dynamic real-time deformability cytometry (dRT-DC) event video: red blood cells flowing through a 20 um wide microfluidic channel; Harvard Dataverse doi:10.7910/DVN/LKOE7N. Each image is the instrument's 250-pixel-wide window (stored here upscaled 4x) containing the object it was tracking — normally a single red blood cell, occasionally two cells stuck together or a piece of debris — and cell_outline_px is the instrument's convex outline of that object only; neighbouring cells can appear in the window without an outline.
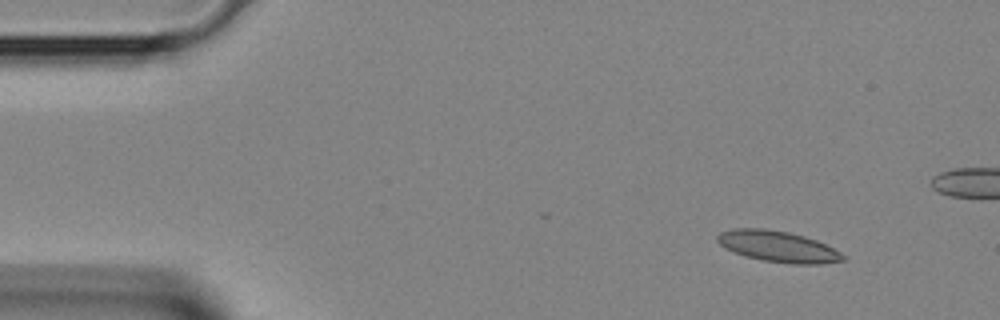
{"species": "Egyptian fruit bat (a non-hibernating species)", "species_latin": "Rousettus aegyptiacus", "temperature_condition": "room temperature", "stored_images_in_passage": 38, "camera_frame_rate_fps": 3000, "um_per_image_px": 0.085, "animal": {"sex": "female"}, "frame": {"image": 1, "passage_image": 1, "time_ms": 0.0, "image_size_px": [1000, 320], "cell_outline_px": [[844, 260], [820, 264], [792, 264], [764, 260], [744, 256], [724, 248], [716, 240], [716, 236], [720, 232], [732, 228], [764, 228], [788, 232], [804, 236], [816, 240], [840, 252], [844, 256]], "centroid_in_image_um": [66.07, 20.94], "position_along_channel_um": 18.9, "area_um2": 22.66}}
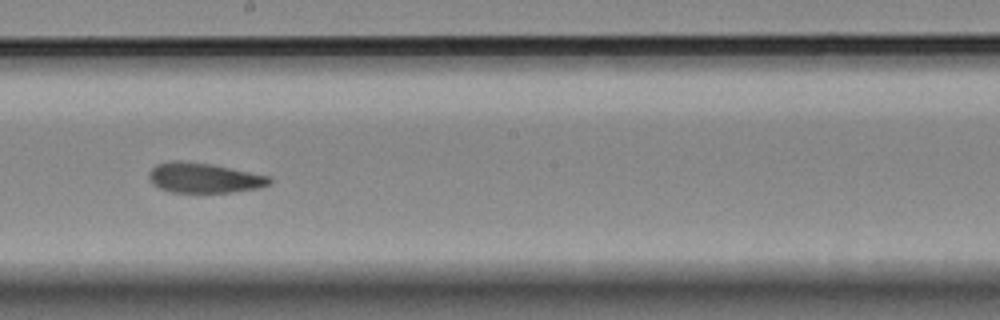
{"frame": {"image": 2, "passage_image": 19, "time_ms": 6.0, "image_size_px": [1000, 320], "cell_outline_px": [[272, 180], [268, 184], [260, 188], [232, 192], [168, 192], [152, 184], [148, 176], [148, 172], [156, 164], [168, 160], [180, 160], [212, 164], [272, 176]], "centroid_in_image_um": [17.32, 15.11], "position_along_channel_um": 230.9, "area_um2": 21.39}}
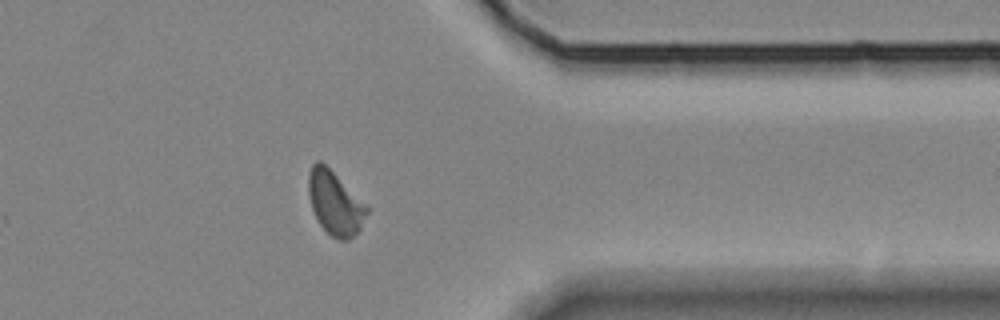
{"frame": {"image": 3, "passage_image": 29, "time_ms": 9.333, "image_size_px": [1000, 320], "cell_outline_px": [[368, 212], [360, 228], [348, 240], [336, 240], [316, 220], [308, 196], [308, 172], [312, 164], [316, 160], [320, 160], [368, 204]], "centroid_in_image_um": [28.47, 17.23], "position_along_channel_um": 382.9, "area_um2": 21.79}}